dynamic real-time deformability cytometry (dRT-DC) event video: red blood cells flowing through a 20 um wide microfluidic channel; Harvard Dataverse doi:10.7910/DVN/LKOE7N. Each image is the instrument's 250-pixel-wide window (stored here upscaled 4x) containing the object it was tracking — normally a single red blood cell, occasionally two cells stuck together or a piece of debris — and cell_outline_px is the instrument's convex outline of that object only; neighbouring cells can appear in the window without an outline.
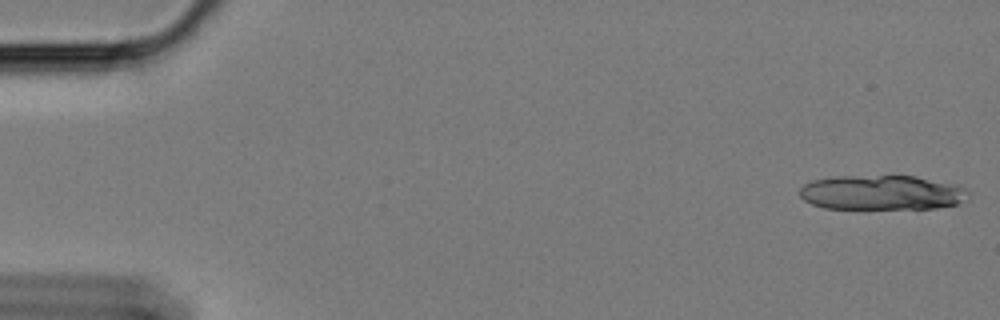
{"species": "Egyptian fruit bat (a non-hibernating species)", "species_latin": "Rousettus aegyptiacus", "temperature_condition": "cold", "stored_images_in_passage": 17, "camera_frame_rate_fps": 3000, "um_per_image_px": 0.085, "animal": {"sex": "female"}, "frame": {"image": 1, "passage_image": 1, "time_ms": 0.0, "image_size_px": [1000, 320], "cell_outline_px": [[968, 192], [956, 204], [936, 208], [824, 208], [812, 204], [804, 200], [800, 196], [800, 188], [804, 184], [812, 180], [832, 176], [916, 176], [960, 184], [968, 188]], "centroid_in_image_um": [74.94, 16.35], "position_along_channel_um": 10.1, "area_um2": 34.1}}